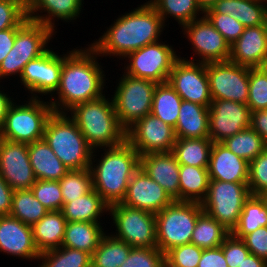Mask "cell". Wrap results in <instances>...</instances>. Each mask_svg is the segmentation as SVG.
Returning a JSON list of instances; mask_svg holds the SVG:
<instances>
[{"label":"cell","instance_id":"cell-53","mask_svg":"<svg viewBox=\"0 0 267 267\" xmlns=\"http://www.w3.org/2000/svg\"><path fill=\"white\" fill-rule=\"evenodd\" d=\"M250 128L256 131L267 144V109L251 111Z\"/></svg>","mask_w":267,"mask_h":267},{"label":"cell","instance_id":"cell-16","mask_svg":"<svg viewBox=\"0 0 267 267\" xmlns=\"http://www.w3.org/2000/svg\"><path fill=\"white\" fill-rule=\"evenodd\" d=\"M49 46V49L40 57L29 61L20 76L21 85L29 91L30 98H42L58 89L62 70L63 55H59ZM42 97H39V95Z\"/></svg>","mask_w":267,"mask_h":267},{"label":"cell","instance_id":"cell-56","mask_svg":"<svg viewBox=\"0 0 267 267\" xmlns=\"http://www.w3.org/2000/svg\"><path fill=\"white\" fill-rule=\"evenodd\" d=\"M13 101H15L14 98H12L11 100L10 95H7V92L5 93L4 89L0 90V127L4 122L8 108L13 103Z\"/></svg>","mask_w":267,"mask_h":267},{"label":"cell","instance_id":"cell-34","mask_svg":"<svg viewBox=\"0 0 267 267\" xmlns=\"http://www.w3.org/2000/svg\"><path fill=\"white\" fill-rule=\"evenodd\" d=\"M266 226L267 196L250 195L243 205L237 225L230 233L236 238L242 239L256 229Z\"/></svg>","mask_w":267,"mask_h":267},{"label":"cell","instance_id":"cell-23","mask_svg":"<svg viewBox=\"0 0 267 267\" xmlns=\"http://www.w3.org/2000/svg\"><path fill=\"white\" fill-rule=\"evenodd\" d=\"M140 168L164 188L173 201H180V164L172 152L141 155Z\"/></svg>","mask_w":267,"mask_h":267},{"label":"cell","instance_id":"cell-29","mask_svg":"<svg viewBox=\"0 0 267 267\" xmlns=\"http://www.w3.org/2000/svg\"><path fill=\"white\" fill-rule=\"evenodd\" d=\"M67 220L61 210L49 211L32 226V234L39 253L62 246Z\"/></svg>","mask_w":267,"mask_h":267},{"label":"cell","instance_id":"cell-41","mask_svg":"<svg viewBox=\"0 0 267 267\" xmlns=\"http://www.w3.org/2000/svg\"><path fill=\"white\" fill-rule=\"evenodd\" d=\"M39 267H91V255L85 251L59 247L40 254Z\"/></svg>","mask_w":267,"mask_h":267},{"label":"cell","instance_id":"cell-26","mask_svg":"<svg viewBox=\"0 0 267 267\" xmlns=\"http://www.w3.org/2000/svg\"><path fill=\"white\" fill-rule=\"evenodd\" d=\"M204 14H226L234 17L245 28L267 25V1L219 0Z\"/></svg>","mask_w":267,"mask_h":267},{"label":"cell","instance_id":"cell-25","mask_svg":"<svg viewBox=\"0 0 267 267\" xmlns=\"http://www.w3.org/2000/svg\"><path fill=\"white\" fill-rule=\"evenodd\" d=\"M207 169L210 180L248 183L249 163L222 143H213Z\"/></svg>","mask_w":267,"mask_h":267},{"label":"cell","instance_id":"cell-1","mask_svg":"<svg viewBox=\"0 0 267 267\" xmlns=\"http://www.w3.org/2000/svg\"><path fill=\"white\" fill-rule=\"evenodd\" d=\"M87 46L63 54L60 84L53 94H57V98L51 96L48 101L55 113H67L77 104L105 95L107 79L104 67L97 60L100 56L90 45Z\"/></svg>","mask_w":267,"mask_h":267},{"label":"cell","instance_id":"cell-4","mask_svg":"<svg viewBox=\"0 0 267 267\" xmlns=\"http://www.w3.org/2000/svg\"><path fill=\"white\" fill-rule=\"evenodd\" d=\"M105 97L77 104L67 112L93 149L115 147L126 141V130L117 119L113 99Z\"/></svg>","mask_w":267,"mask_h":267},{"label":"cell","instance_id":"cell-35","mask_svg":"<svg viewBox=\"0 0 267 267\" xmlns=\"http://www.w3.org/2000/svg\"><path fill=\"white\" fill-rule=\"evenodd\" d=\"M183 99L169 82L158 83L155 87L150 114L175 128Z\"/></svg>","mask_w":267,"mask_h":267},{"label":"cell","instance_id":"cell-44","mask_svg":"<svg viewBox=\"0 0 267 267\" xmlns=\"http://www.w3.org/2000/svg\"><path fill=\"white\" fill-rule=\"evenodd\" d=\"M31 191L37 200L43 204L48 211L61 210L63 207V197L59 181L56 180H36Z\"/></svg>","mask_w":267,"mask_h":267},{"label":"cell","instance_id":"cell-40","mask_svg":"<svg viewBox=\"0 0 267 267\" xmlns=\"http://www.w3.org/2000/svg\"><path fill=\"white\" fill-rule=\"evenodd\" d=\"M221 143L248 163L267 148L266 141L250 127L226 138Z\"/></svg>","mask_w":267,"mask_h":267},{"label":"cell","instance_id":"cell-19","mask_svg":"<svg viewBox=\"0 0 267 267\" xmlns=\"http://www.w3.org/2000/svg\"><path fill=\"white\" fill-rule=\"evenodd\" d=\"M0 174L14 191L31 189L36 178L29 160L28 144L0 140Z\"/></svg>","mask_w":267,"mask_h":267},{"label":"cell","instance_id":"cell-57","mask_svg":"<svg viewBox=\"0 0 267 267\" xmlns=\"http://www.w3.org/2000/svg\"><path fill=\"white\" fill-rule=\"evenodd\" d=\"M239 267H267V261L250 253Z\"/></svg>","mask_w":267,"mask_h":267},{"label":"cell","instance_id":"cell-32","mask_svg":"<svg viewBox=\"0 0 267 267\" xmlns=\"http://www.w3.org/2000/svg\"><path fill=\"white\" fill-rule=\"evenodd\" d=\"M209 182L207 168L180 165V201L201 203L207 195Z\"/></svg>","mask_w":267,"mask_h":267},{"label":"cell","instance_id":"cell-12","mask_svg":"<svg viewBox=\"0 0 267 267\" xmlns=\"http://www.w3.org/2000/svg\"><path fill=\"white\" fill-rule=\"evenodd\" d=\"M179 56L174 47L160 40L128 54L125 60L129 63L123 68L124 73L157 84L165 83L168 82L173 64Z\"/></svg>","mask_w":267,"mask_h":267},{"label":"cell","instance_id":"cell-3","mask_svg":"<svg viewBox=\"0 0 267 267\" xmlns=\"http://www.w3.org/2000/svg\"><path fill=\"white\" fill-rule=\"evenodd\" d=\"M99 149H103L104 155L101 153L100 159L96 158L98 149H94L90 163L93 189L109 205L121 203L129 180L140 168V154L127 141L115 147Z\"/></svg>","mask_w":267,"mask_h":267},{"label":"cell","instance_id":"cell-39","mask_svg":"<svg viewBox=\"0 0 267 267\" xmlns=\"http://www.w3.org/2000/svg\"><path fill=\"white\" fill-rule=\"evenodd\" d=\"M48 212V209L34 197L31 189L13 192L10 216L24 224L32 227Z\"/></svg>","mask_w":267,"mask_h":267},{"label":"cell","instance_id":"cell-28","mask_svg":"<svg viewBox=\"0 0 267 267\" xmlns=\"http://www.w3.org/2000/svg\"><path fill=\"white\" fill-rule=\"evenodd\" d=\"M28 155L36 180L59 181L69 171L44 139L28 144Z\"/></svg>","mask_w":267,"mask_h":267},{"label":"cell","instance_id":"cell-37","mask_svg":"<svg viewBox=\"0 0 267 267\" xmlns=\"http://www.w3.org/2000/svg\"><path fill=\"white\" fill-rule=\"evenodd\" d=\"M131 246L106 234L91 255V267H120L128 257Z\"/></svg>","mask_w":267,"mask_h":267},{"label":"cell","instance_id":"cell-52","mask_svg":"<svg viewBox=\"0 0 267 267\" xmlns=\"http://www.w3.org/2000/svg\"><path fill=\"white\" fill-rule=\"evenodd\" d=\"M198 267H229L224 258L222 247L203 249Z\"/></svg>","mask_w":267,"mask_h":267},{"label":"cell","instance_id":"cell-9","mask_svg":"<svg viewBox=\"0 0 267 267\" xmlns=\"http://www.w3.org/2000/svg\"><path fill=\"white\" fill-rule=\"evenodd\" d=\"M55 33L45 25L27 20L18 30L13 48L0 64V80L17 74L25 65L44 54Z\"/></svg>","mask_w":267,"mask_h":267},{"label":"cell","instance_id":"cell-46","mask_svg":"<svg viewBox=\"0 0 267 267\" xmlns=\"http://www.w3.org/2000/svg\"><path fill=\"white\" fill-rule=\"evenodd\" d=\"M27 20L26 0L0 1V31L21 27Z\"/></svg>","mask_w":267,"mask_h":267},{"label":"cell","instance_id":"cell-5","mask_svg":"<svg viewBox=\"0 0 267 267\" xmlns=\"http://www.w3.org/2000/svg\"><path fill=\"white\" fill-rule=\"evenodd\" d=\"M43 139L69 170L90 168L94 149L68 113L53 112L46 122Z\"/></svg>","mask_w":267,"mask_h":267},{"label":"cell","instance_id":"cell-31","mask_svg":"<svg viewBox=\"0 0 267 267\" xmlns=\"http://www.w3.org/2000/svg\"><path fill=\"white\" fill-rule=\"evenodd\" d=\"M101 224L82 221L67 222L62 246L82 250L92 255L107 233L104 232Z\"/></svg>","mask_w":267,"mask_h":267},{"label":"cell","instance_id":"cell-47","mask_svg":"<svg viewBox=\"0 0 267 267\" xmlns=\"http://www.w3.org/2000/svg\"><path fill=\"white\" fill-rule=\"evenodd\" d=\"M248 188L251 195L267 196V148L249 162Z\"/></svg>","mask_w":267,"mask_h":267},{"label":"cell","instance_id":"cell-18","mask_svg":"<svg viewBox=\"0 0 267 267\" xmlns=\"http://www.w3.org/2000/svg\"><path fill=\"white\" fill-rule=\"evenodd\" d=\"M251 110L247 104L212 100L209 106V138L221 143L250 127Z\"/></svg>","mask_w":267,"mask_h":267},{"label":"cell","instance_id":"cell-21","mask_svg":"<svg viewBox=\"0 0 267 267\" xmlns=\"http://www.w3.org/2000/svg\"><path fill=\"white\" fill-rule=\"evenodd\" d=\"M0 252L27 260H37L32 227L12 216H0Z\"/></svg>","mask_w":267,"mask_h":267},{"label":"cell","instance_id":"cell-8","mask_svg":"<svg viewBox=\"0 0 267 267\" xmlns=\"http://www.w3.org/2000/svg\"><path fill=\"white\" fill-rule=\"evenodd\" d=\"M112 95L115 113L127 131L151 112L156 82L122 74Z\"/></svg>","mask_w":267,"mask_h":267},{"label":"cell","instance_id":"cell-27","mask_svg":"<svg viewBox=\"0 0 267 267\" xmlns=\"http://www.w3.org/2000/svg\"><path fill=\"white\" fill-rule=\"evenodd\" d=\"M174 130L176 138H209V108L183 100Z\"/></svg>","mask_w":267,"mask_h":267},{"label":"cell","instance_id":"cell-30","mask_svg":"<svg viewBox=\"0 0 267 267\" xmlns=\"http://www.w3.org/2000/svg\"><path fill=\"white\" fill-rule=\"evenodd\" d=\"M61 212L67 222L101 223L100 218L109 212V204L92 189L89 193L64 203Z\"/></svg>","mask_w":267,"mask_h":267},{"label":"cell","instance_id":"cell-58","mask_svg":"<svg viewBox=\"0 0 267 267\" xmlns=\"http://www.w3.org/2000/svg\"><path fill=\"white\" fill-rule=\"evenodd\" d=\"M219 0H197L198 6L205 13L208 9H211Z\"/></svg>","mask_w":267,"mask_h":267},{"label":"cell","instance_id":"cell-6","mask_svg":"<svg viewBox=\"0 0 267 267\" xmlns=\"http://www.w3.org/2000/svg\"><path fill=\"white\" fill-rule=\"evenodd\" d=\"M26 103L9 106L0 136L13 142L30 144L43 139L48 118L53 114L52 106L41 98H28Z\"/></svg>","mask_w":267,"mask_h":267},{"label":"cell","instance_id":"cell-22","mask_svg":"<svg viewBox=\"0 0 267 267\" xmlns=\"http://www.w3.org/2000/svg\"><path fill=\"white\" fill-rule=\"evenodd\" d=\"M229 61L250 68L267 65V25L246 27L230 46Z\"/></svg>","mask_w":267,"mask_h":267},{"label":"cell","instance_id":"cell-33","mask_svg":"<svg viewBox=\"0 0 267 267\" xmlns=\"http://www.w3.org/2000/svg\"><path fill=\"white\" fill-rule=\"evenodd\" d=\"M212 145L210 138H177L172 153L180 165L208 168Z\"/></svg>","mask_w":267,"mask_h":267},{"label":"cell","instance_id":"cell-2","mask_svg":"<svg viewBox=\"0 0 267 267\" xmlns=\"http://www.w3.org/2000/svg\"><path fill=\"white\" fill-rule=\"evenodd\" d=\"M164 25L156 9L146 1L118 16L97 41L89 44L101 57L124 58L131 52L160 41Z\"/></svg>","mask_w":267,"mask_h":267},{"label":"cell","instance_id":"cell-20","mask_svg":"<svg viewBox=\"0 0 267 267\" xmlns=\"http://www.w3.org/2000/svg\"><path fill=\"white\" fill-rule=\"evenodd\" d=\"M172 202L164 188L139 168L129 180L127 192L121 204L157 214Z\"/></svg>","mask_w":267,"mask_h":267},{"label":"cell","instance_id":"cell-10","mask_svg":"<svg viewBox=\"0 0 267 267\" xmlns=\"http://www.w3.org/2000/svg\"><path fill=\"white\" fill-rule=\"evenodd\" d=\"M250 195L248 183L210 180L207 195L201 202L202 210L231 232Z\"/></svg>","mask_w":267,"mask_h":267},{"label":"cell","instance_id":"cell-49","mask_svg":"<svg viewBox=\"0 0 267 267\" xmlns=\"http://www.w3.org/2000/svg\"><path fill=\"white\" fill-rule=\"evenodd\" d=\"M212 23L214 28L224 37L226 42L232 46L241 36L245 27L234 17L226 14H204Z\"/></svg>","mask_w":267,"mask_h":267},{"label":"cell","instance_id":"cell-55","mask_svg":"<svg viewBox=\"0 0 267 267\" xmlns=\"http://www.w3.org/2000/svg\"><path fill=\"white\" fill-rule=\"evenodd\" d=\"M19 28L20 27H14L0 31V64L13 48L17 30Z\"/></svg>","mask_w":267,"mask_h":267},{"label":"cell","instance_id":"cell-43","mask_svg":"<svg viewBox=\"0 0 267 267\" xmlns=\"http://www.w3.org/2000/svg\"><path fill=\"white\" fill-rule=\"evenodd\" d=\"M247 105L251 111L267 109V65L249 67V90Z\"/></svg>","mask_w":267,"mask_h":267},{"label":"cell","instance_id":"cell-7","mask_svg":"<svg viewBox=\"0 0 267 267\" xmlns=\"http://www.w3.org/2000/svg\"><path fill=\"white\" fill-rule=\"evenodd\" d=\"M202 212L201 203L173 201L155 214L157 248L165 254L176 246L191 243L193 230Z\"/></svg>","mask_w":267,"mask_h":267},{"label":"cell","instance_id":"cell-45","mask_svg":"<svg viewBox=\"0 0 267 267\" xmlns=\"http://www.w3.org/2000/svg\"><path fill=\"white\" fill-rule=\"evenodd\" d=\"M202 252L193 243L176 246L165 253V267H198Z\"/></svg>","mask_w":267,"mask_h":267},{"label":"cell","instance_id":"cell-13","mask_svg":"<svg viewBox=\"0 0 267 267\" xmlns=\"http://www.w3.org/2000/svg\"><path fill=\"white\" fill-rule=\"evenodd\" d=\"M212 100L247 104L249 67L231 61L206 63Z\"/></svg>","mask_w":267,"mask_h":267},{"label":"cell","instance_id":"cell-17","mask_svg":"<svg viewBox=\"0 0 267 267\" xmlns=\"http://www.w3.org/2000/svg\"><path fill=\"white\" fill-rule=\"evenodd\" d=\"M175 130L158 117L149 114L126 131V141L141 155L172 152Z\"/></svg>","mask_w":267,"mask_h":267},{"label":"cell","instance_id":"cell-51","mask_svg":"<svg viewBox=\"0 0 267 267\" xmlns=\"http://www.w3.org/2000/svg\"><path fill=\"white\" fill-rule=\"evenodd\" d=\"M242 240L251 254L267 261V226L245 235Z\"/></svg>","mask_w":267,"mask_h":267},{"label":"cell","instance_id":"cell-36","mask_svg":"<svg viewBox=\"0 0 267 267\" xmlns=\"http://www.w3.org/2000/svg\"><path fill=\"white\" fill-rule=\"evenodd\" d=\"M148 2L156 9L164 25L170 16L178 22L180 27H183L185 24L202 17L199 15H204L197 0H149Z\"/></svg>","mask_w":267,"mask_h":267},{"label":"cell","instance_id":"cell-42","mask_svg":"<svg viewBox=\"0 0 267 267\" xmlns=\"http://www.w3.org/2000/svg\"><path fill=\"white\" fill-rule=\"evenodd\" d=\"M63 202L67 203L79 198L93 189L90 168L69 170L60 180Z\"/></svg>","mask_w":267,"mask_h":267},{"label":"cell","instance_id":"cell-38","mask_svg":"<svg viewBox=\"0 0 267 267\" xmlns=\"http://www.w3.org/2000/svg\"><path fill=\"white\" fill-rule=\"evenodd\" d=\"M229 234L228 229L203 211L198 216L191 243L202 249L216 248L222 245Z\"/></svg>","mask_w":267,"mask_h":267},{"label":"cell","instance_id":"cell-11","mask_svg":"<svg viewBox=\"0 0 267 267\" xmlns=\"http://www.w3.org/2000/svg\"><path fill=\"white\" fill-rule=\"evenodd\" d=\"M115 225L111 235L131 247L157 248L156 216L154 213L130 208L121 203L109 205V213Z\"/></svg>","mask_w":267,"mask_h":267},{"label":"cell","instance_id":"cell-14","mask_svg":"<svg viewBox=\"0 0 267 267\" xmlns=\"http://www.w3.org/2000/svg\"><path fill=\"white\" fill-rule=\"evenodd\" d=\"M168 82L183 100L209 108L212 97L206 63L189 61L184 57L174 62Z\"/></svg>","mask_w":267,"mask_h":267},{"label":"cell","instance_id":"cell-15","mask_svg":"<svg viewBox=\"0 0 267 267\" xmlns=\"http://www.w3.org/2000/svg\"><path fill=\"white\" fill-rule=\"evenodd\" d=\"M181 29L186 35L184 37L190 41L194 55L199 56L197 59L191 56L189 61L199 63L229 61L230 45L205 15L185 24Z\"/></svg>","mask_w":267,"mask_h":267},{"label":"cell","instance_id":"cell-48","mask_svg":"<svg viewBox=\"0 0 267 267\" xmlns=\"http://www.w3.org/2000/svg\"><path fill=\"white\" fill-rule=\"evenodd\" d=\"M120 267H165V254L158 248L132 247Z\"/></svg>","mask_w":267,"mask_h":267},{"label":"cell","instance_id":"cell-50","mask_svg":"<svg viewBox=\"0 0 267 267\" xmlns=\"http://www.w3.org/2000/svg\"><path fill=\"white\" fill-rule=\"evenodd\" d=\"M221 247L229 267H239L244 259L250 254L244 241L236 238L231 233L224 239Z\"/></svg>","mask_w":267,"mask_h":267},{"label":"cell","instance_id":"cell-24","mask_svg":"<svg viewBox=\"0 0 267 267\" xmlns=\"http://www.w3.org/2000/svg\"><path fill=\"white\" fill-rule=\"evenodd\" d=\"M82 3L84 4V0H26L27 17L56 33L55 20L61 19L64 22L76 20L80 17L81 11L83 12Z\"/></svg>","mask_w":267,"mask_h":267},{"label":"cell","instance_id":"cell-54","mask_svg":"<svg viewBox=\"0 0 267 267\" xmlns=\"http://www.w3.org/2000/svg\"><path fill=\"white\" fill-rule=\"evenodd\" d=\"M13 192L14 190L0 174V216L10 215Z\"/></svg>","mask_w":267,"mask_h":267}]
</instances>
